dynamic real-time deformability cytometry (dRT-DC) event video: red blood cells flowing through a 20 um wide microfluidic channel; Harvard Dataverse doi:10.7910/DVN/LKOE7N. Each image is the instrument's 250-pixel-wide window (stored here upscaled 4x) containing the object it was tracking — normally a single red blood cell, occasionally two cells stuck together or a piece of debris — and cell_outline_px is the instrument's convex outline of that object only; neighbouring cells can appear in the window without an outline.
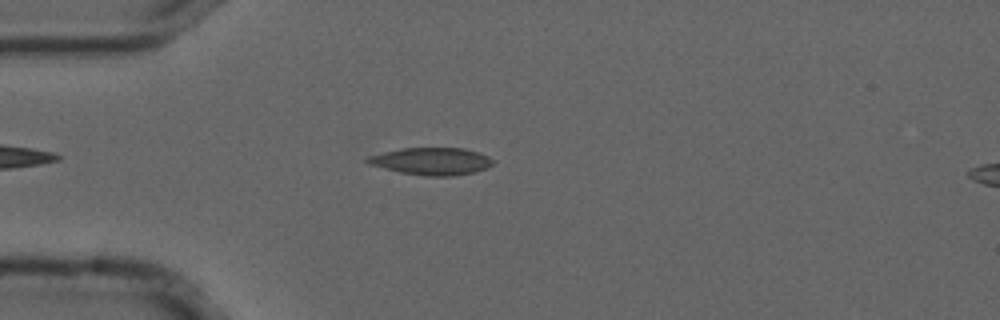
{"species": "common noctule bat (a hibernating species)", "species_latin": "Nyctalus noctula", "temperature_condition": "cold", "stored_images_in_passage": 46, "camera_frame_rate_fps": 3000, "um_per_image_px": 0.085, "animal": {"sex": "male", "forearm_length_mm": 52.5}, "frame": {"image": 1, "passage_image": 6, "time_ms": 1.667, "image_size_px": [1000, 320], "cell_outline_px": [[492, 164], [488, 168], [472, 172], [452, 176], [424, 176], [400, 172], [368, 164], [364, 160], [368, 156], [400, 148], [464, 148], [488, 156], [492, 160]], "centroid_in_image_um": [36.65, 13.7], "position_along_channel_um": 48.4, "area_um2": 19.83}}
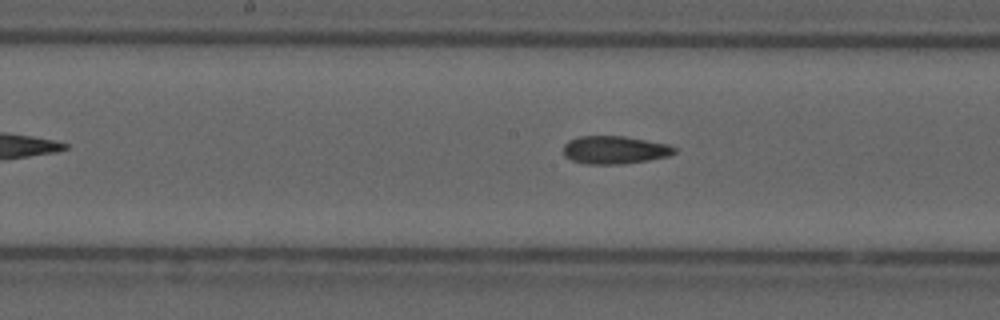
{"frame": {"image": 2, "passage_image": 19, "time_ms": 6.0, "image_size_px": [1000, 320], "cell_outline_px": [[676, 152], [668, 156], [648, 160], [624, 164], [584, 164], [572, 160], [564, 156], [564, 144], [568, 140], [580, 136], [624, 136], [668, 144], [676, 148]], "centroid_in_image_um": [52.23, 12.74], "position_along_channel_um": 196.0, "area_um2": 18.15}}
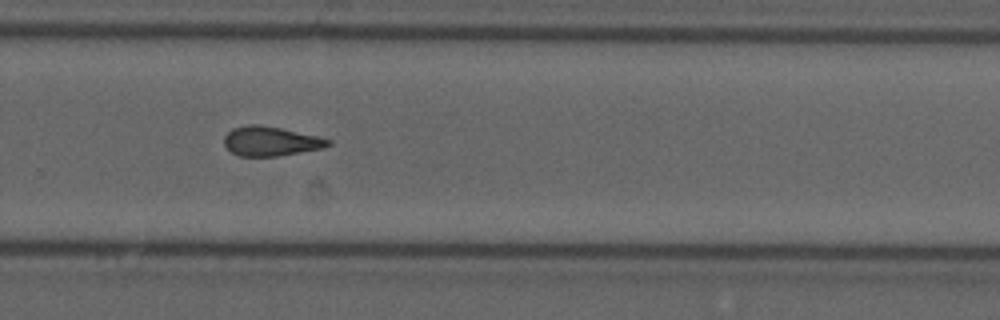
{"frame": {"image": 3, "passage_image": 28, "time_ms": 9.0, "image_size_px": [1000, 320], "cell_outline_px": [[332, 144], [324, 148], [280, 156], [240, 156], [232, 152], [224, 144], [224, 136], [232, 128], [248, 124], [260, 124], [320, 136], [332, 140]], "centroid_in_image_um": [23.05, 12.0], "position_along_channel_um": 306.8, "area_um2": 18.03}, "authors_computed_cell_mechanics": {"area_um2": 18.1203, "velocity_mm_per_s": 3.712, "shape_relaxation_time_tau1_ms": null, "shape_relaxation_time_tau2_ms": 5.1243, "deformation_change_tau1": null, "deformation_change_tau2": 0.1468}}